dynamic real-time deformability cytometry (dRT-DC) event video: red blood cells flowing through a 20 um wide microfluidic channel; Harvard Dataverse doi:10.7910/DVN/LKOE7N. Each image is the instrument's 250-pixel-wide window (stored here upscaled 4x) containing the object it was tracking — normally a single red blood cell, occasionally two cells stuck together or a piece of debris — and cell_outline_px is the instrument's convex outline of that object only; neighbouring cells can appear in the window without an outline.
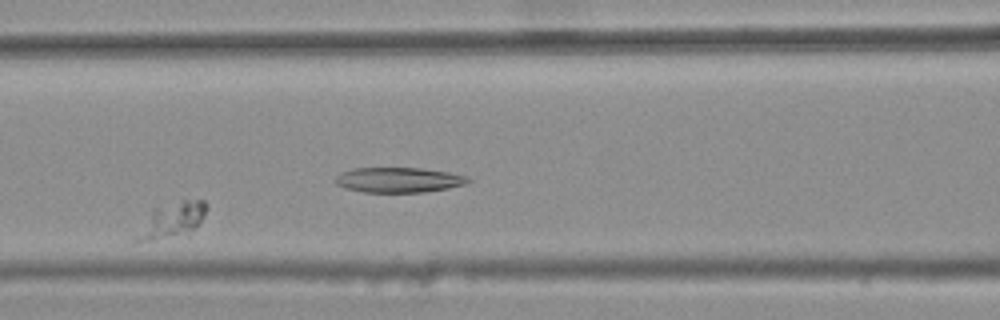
{"species": "common noctule bat (a hibernating species)", "species_latin": "Nyctalus noctula", "temperature_condition": "warm", "stored_images_in_passage": 7, "camera_frame_rate_fps": 3000, "um_per_image_px": 0.085, "animal": {"sex": "female", "body_mass_g": 25.1}, "frame": {"image": 1, "passage_image": 4, "time_ms": 1.0, "image_size_px": [1000, 320], "cell_outline_px": [[208, 208], [204, 216], [196, 228], [188, 236], [152, 240], [136, 240], [136, 236], [152, 208], [184, 200], [204, 200], [208, 204]], "centroid_in_image_um": [14.7, 18.72], "position_along_channel_um": 151.9, "area_um2": 14.45}}
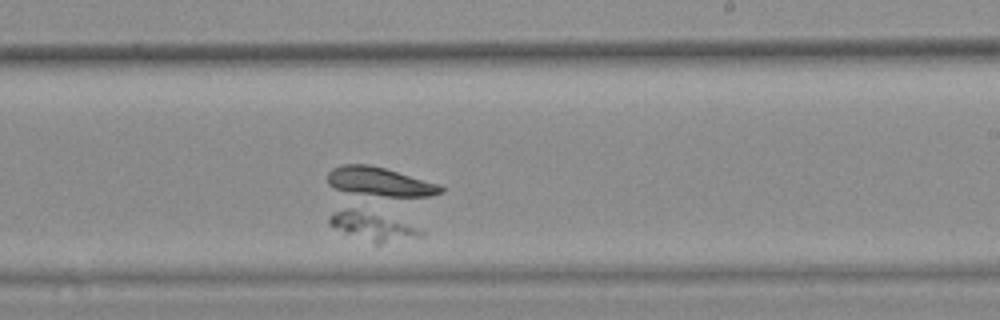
{"frame": {"image": 2, "passage_image": 7, "time_ms": 2.0, "image_size_px": [1000, 320], "cell_outline_px": [[424, 236], [376, 248], [332, 228], [328, 224], [328, 216], [332, 212], [348, 208], [352, 208], [424, 232]], "centroid_in_image_um": [31.53, 19.38], "position_along_channel_um": 257.5, "area_um2": 15.2}}